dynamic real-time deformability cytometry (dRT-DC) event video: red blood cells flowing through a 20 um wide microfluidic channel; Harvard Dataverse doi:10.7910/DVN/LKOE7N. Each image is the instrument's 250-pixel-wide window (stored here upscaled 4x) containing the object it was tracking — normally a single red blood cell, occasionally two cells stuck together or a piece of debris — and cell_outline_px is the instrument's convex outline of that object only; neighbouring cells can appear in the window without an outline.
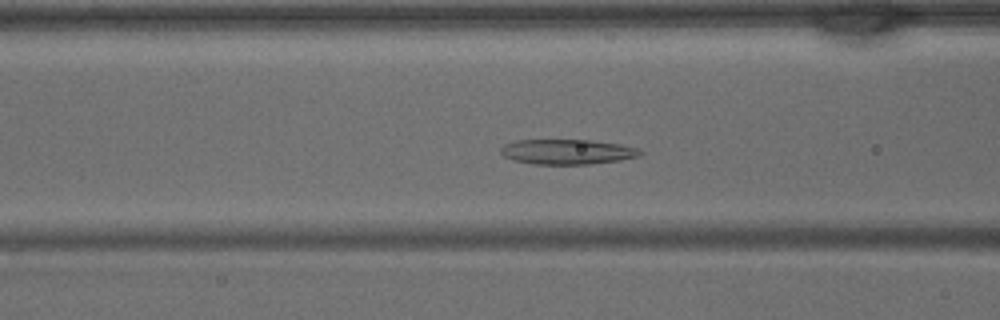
{"species": "common noctule bat (a hibernating species)", "species_latin": "Nyctalus noctula", "temperature_condition": "warm", "stored_images_in_passage": 39, "camera_frame_rate_fps": 3000, "um_per_image_px": 0.085, "animal": {"sex": "male", "body_mass_g": 15.6}, "frame": {"image": 1, "passage_image": 14, "time_ms": 4.333, "image_size_px": [1000, 320], "cell_outline_px": [[644, 152], [640, 156], [620, 160], [588, 164], [532, 164], [512, 160], [504, 156], [500, 152], [500, 148], [504, 144], [516, 140], [588, 140], [616, 144], [636, 148]], "centroid_in_image_um": [48.16, 12.91], "position_along_channel_um": 118.4, "area_um2": 20.23}}
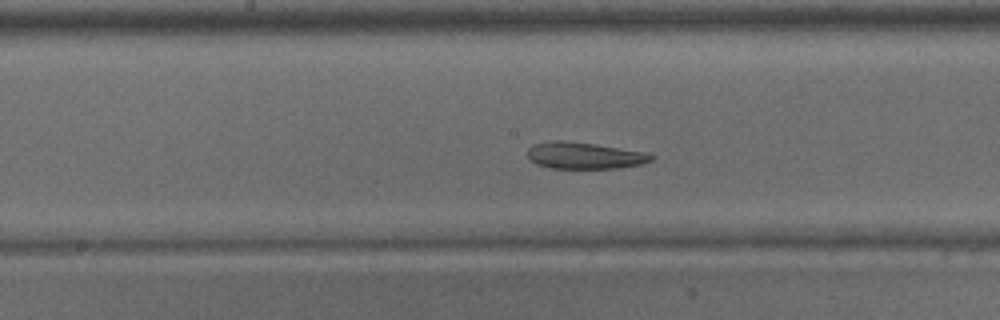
{"frame": {"image": 2, "passage_image": 19, "time_ms": 6.0, "image_size_px": [1000, 320], "cell_outline_px": [[656, 156], [652, 160], [640, 164], [616, 168], [548, 168], [536, 164], [528, 160], [528, 148], [532, 144], [556, 140], [560, 140], [596, 144], [644, 152]], "centroid_in_image_um": [49.63, 13.22], "position_along_channel_um": 198.6, "area_um2": 19.19}}
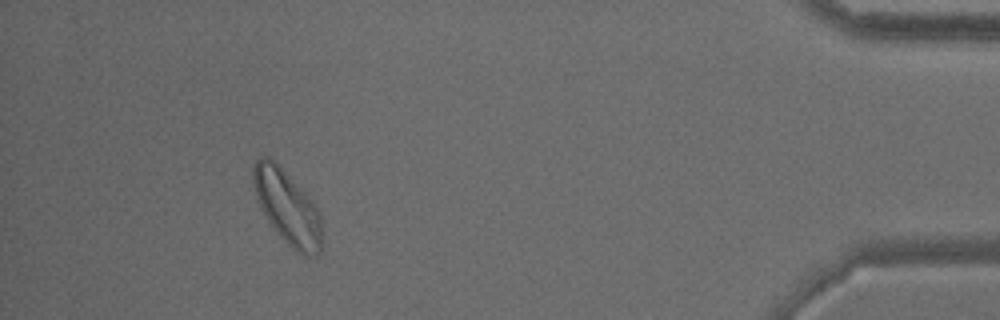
{"frame": {"image": 3, "passage_image": 36, "time_ms": 11.667, "image_size_px": [1000, 320], "cell_outline_px": [[324, 244], [320, 252], [316, 256], [304, 256], [296, 252], [276, 232], [260, 208], [256, 196], [252, 180], [252, 164], [260, 156], [268, 156], [276, 160], [316, 204], [320, 216], [324, 240]], "centroid_in_image_um": [24.45, 17.61], "position_along_channel_um": 410.8, "area_um2": 30.4}}